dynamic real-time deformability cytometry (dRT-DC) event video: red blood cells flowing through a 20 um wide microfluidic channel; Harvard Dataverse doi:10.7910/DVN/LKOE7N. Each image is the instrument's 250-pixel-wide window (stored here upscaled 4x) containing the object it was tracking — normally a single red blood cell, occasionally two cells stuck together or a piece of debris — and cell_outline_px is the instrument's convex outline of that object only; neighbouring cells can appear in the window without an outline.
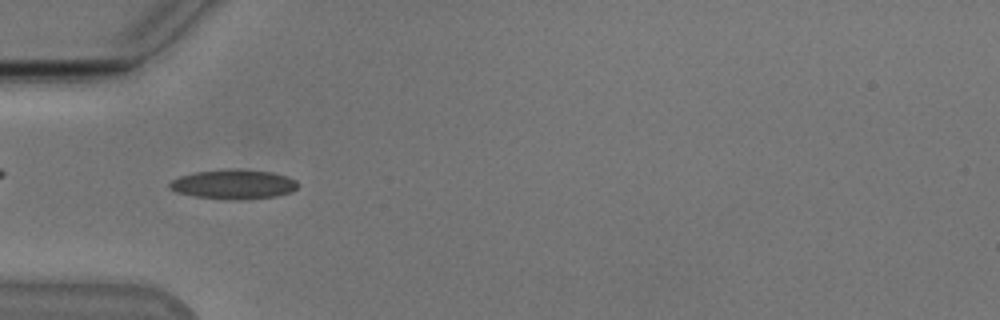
{"species": "Egyptian fruit bat (a non-hibernating species)", "species_latin": "Rousettus aegyptiacus", "temperature_condition": "cold", "stored_images_in_passage": 38, "camera_frame_rate_fps": 3000, "um_per_image_px": 0.085, "animal": {"sex": "male"}, "frame": {"image": 1, "passage_image": 2, "time_ms": 0.333, "image_size_px": [1000, 320], "cell_outline_px": [[300, 184], [292, 192], [276, 196], [240, 200], [232, 200], [196, 196], [176, 192], [168, 188], [168, 184], [172, 180], [180, 176], [196, 172], [228, 168], [236, 168], [272, 172], [288, 176], [296, 180]], "centroid_in_image_um": [19.88, 15.65], "position_along_channel_um": 65.1, "area_um2": 22.31}}
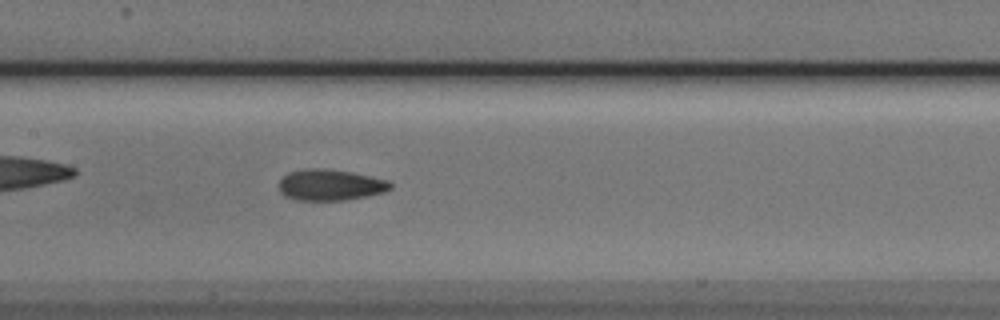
{"frame": {"image": 2, "passage_image": 11, "time_ms": 3.333, "image_size_px": [1000, 320], "cell_outline_px": [[392, 188], [384, 192], [344, 200], [296, 200], [284, 196], [280, 192], [280, 180], [288, 172], [304, 168], [324, 168], [352, 172], [388, 180], [392, 184]], "centroid_in_image_um": [28.06, 15.71], "position_along_channel_um": 179.3, "area_um2": 20.23}}
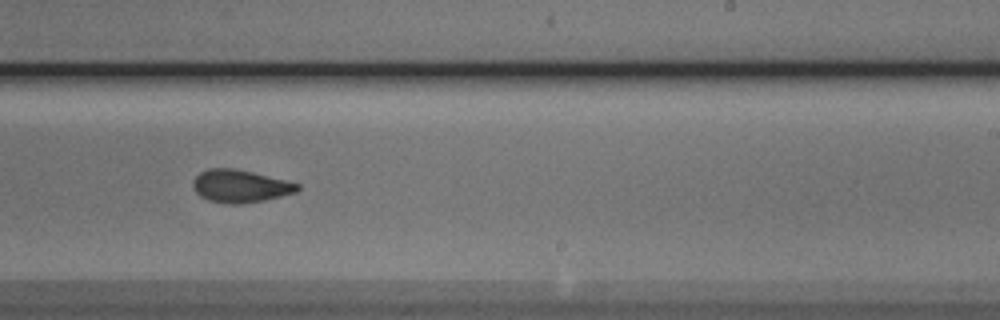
{"frame": {"image": 3, "passage_image": 18, "time_ms": 5.667, "image_size_px": [1000, 320], "cell_outline_px": [[300, 188], [296, 192], [264, 200], [240, 204], [228, 204], [208, 200], [200, 196], [192, 188], [192, 180], [200, 172], [208, 168], [236, 168], [300, 184]], "centroid_in_image_um": [20.37, 15.82], "position_along_channel_um": 268.6, "area_um2": 19.88}, "authors_computed_cell_mechanics": {"area_um2": 19.941, "velocity_mm_per_s": 3.8371, "shape_relaxation_time_tau1_ms": 4.3707, "shape_relaxation_time_tau2_ms": 1.8015, "deformation_change_tau1": 0.1331, "deformation_change_tau2": 0.0781}}